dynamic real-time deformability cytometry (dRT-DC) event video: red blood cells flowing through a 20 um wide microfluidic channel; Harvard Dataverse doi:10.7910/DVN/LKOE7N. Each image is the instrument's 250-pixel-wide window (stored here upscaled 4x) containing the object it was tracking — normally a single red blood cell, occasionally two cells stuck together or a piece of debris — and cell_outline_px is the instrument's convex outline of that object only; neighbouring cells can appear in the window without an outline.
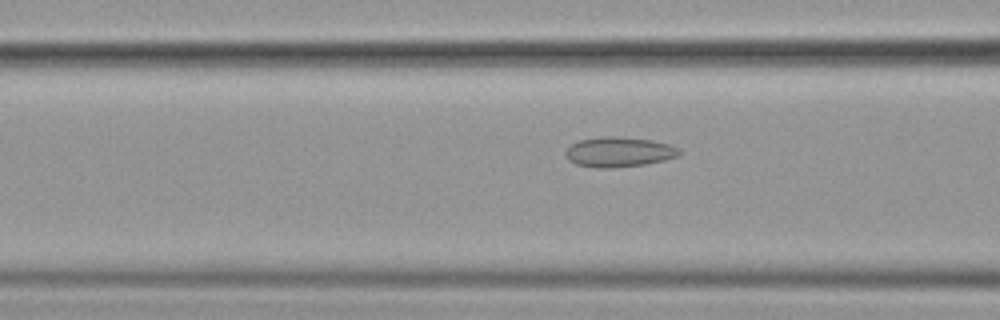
{"species": "common noctule bat (a hibernating species)", "species_latin": "Nyctalus noctula", "temperature_condition": "cold", "stored_images_in_passage": 53, "camera_frame_rate_fps": 3000, "um_per_image_px": 0.085, "animal": {"sex": "female", "body_mass_g": 19.9}, "frame": {"image": 1, "passage_image": 23, "time_ms": 7.333, "image_size_px": [1000, 320], "cell_outline_px": [[680, 156], [664, 160], [644, 164], [612, 168], [596, 168], [576, 164], [568, 160], [564, 156], [564, 152], [572, 144], [580, 140], [604, 136], [616, 136], [652, 140], [668, 144], [680, 148]], "centroid_in_image_um": [52.6, 12.92], "position_along_channel_um": 114.0, "area_um2": 19.94}}
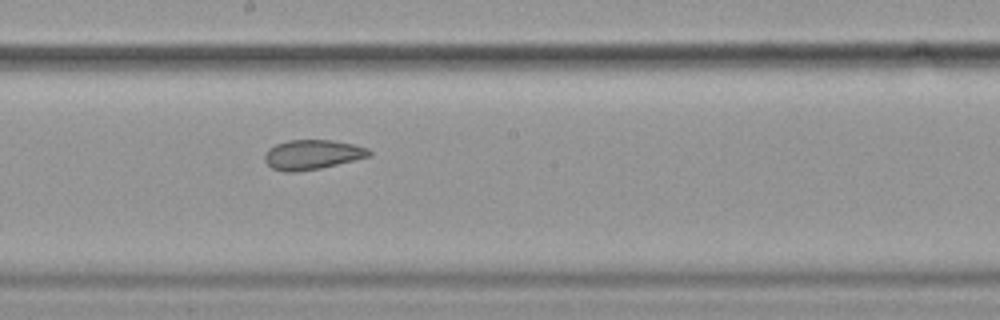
{"frame": {"image": 2, "passage_image": 32, "time_ms": 10.333, "image_size_px": [1000, 320], "cell_outline_px": [[372, 156], [320, 168], [296, 172], [284, 172], [272, 168], [264, 160], [264, 156], [268, 148], [276, 144], [288, 140], [332, 140], [352, 144], [368, 148], [372, 152]], "centroid_in_image_um": [26.54, 13.14], "position_along_channel_um": 221.7, "area_um2": 18.09}}
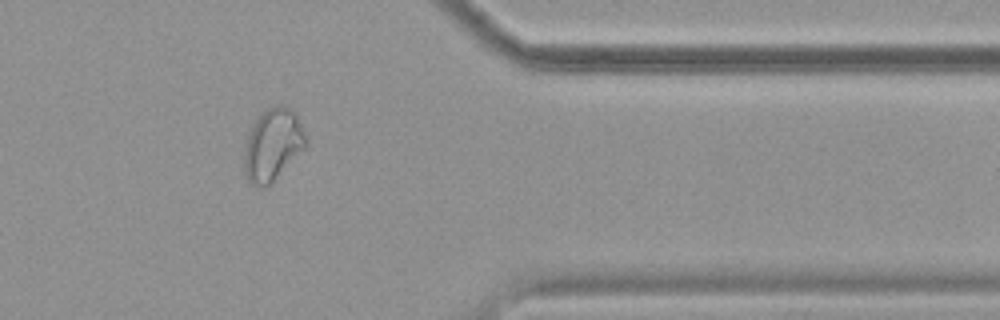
{"frame": {"image": 3, "passage_image": 47, "time_ms": 15.333, "image_size_px": [1000, 320], "cell_outline_px": [[308, 144], [264, 188], [260, 188], [252, 184], [248, 180], [244, 172], [244, 144], [248, 128], [268, 108], [276, 104], [280, 104], [292, 108], [308, 136]], "centroid_in_image_um": [23.16, 12.26], "position_along_channel_um": 388.2, "area_um2": 25.89}}